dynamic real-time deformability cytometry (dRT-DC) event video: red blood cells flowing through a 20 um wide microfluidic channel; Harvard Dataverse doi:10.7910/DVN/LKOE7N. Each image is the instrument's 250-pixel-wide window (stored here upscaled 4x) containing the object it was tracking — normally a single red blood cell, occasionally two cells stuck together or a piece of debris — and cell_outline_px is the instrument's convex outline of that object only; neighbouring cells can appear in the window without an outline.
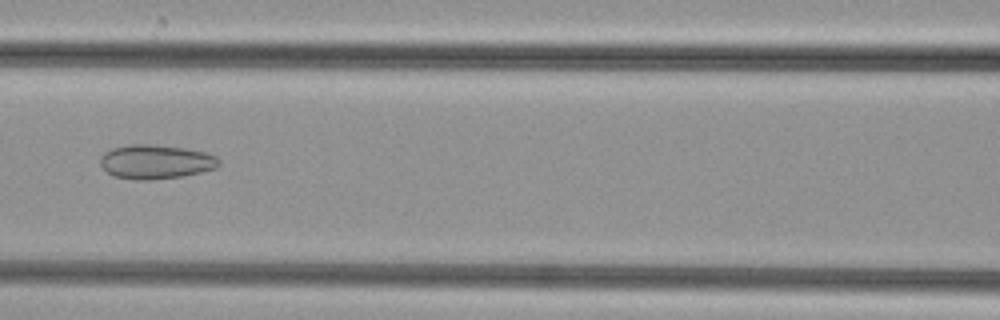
{"species": "common noctule bat (a hibernating species)", "species_latin": "Nyctalus noctula", "temperature_condition": "cold", "stored_images_in_passage": 34, "camera_frame_rate_fps": 3000, "um_per_image_px": 0.085, "animal": {"sex": "female", "body_mass_g": 29.2, "forearm_length_mm": 56.3}, "frame": {"image": 1, "passage_image": 8, "time_ms": 2.333, "image_size_px": [1000, 320], "cell_outline_px": [[220, 164], [216, 168], [184, 176], [152, 180], [136, 180], [112, 176], [100, 164], [100, 156], [104, 152], [112, 148], [128, 144], [152, 144], [184, 148], [204, 152], [216, 156], [220, 160]], "centroid_in_image_um": [13.22, 13.75], "position_along_channel_um": 153.4, "area_um2": 23.81}}
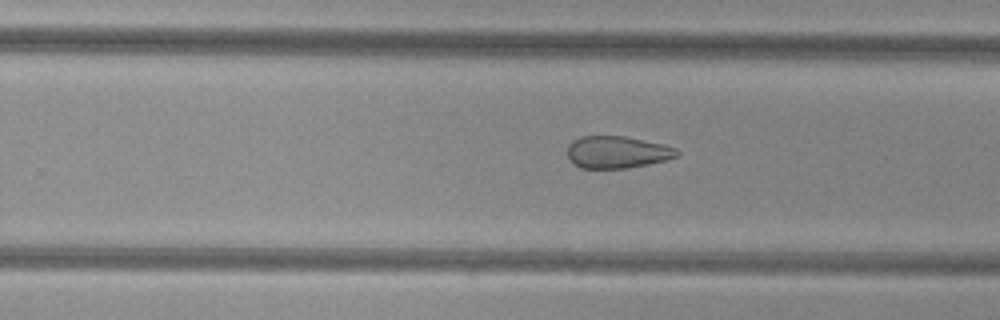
{"frame": {"image": 2, "passage_image": 17, "time_ms": 5.333, "image_size_px": [1000, 320], "cell_outline_px": [[680, 156], [648, 164], [628, 168], [580, 168], [568, 156], [568, 144], [572, 140], [580, 136], [624, 136], [664, 144], [676, 148], [680, 152]], "centroid_in_image_um": [52.48, 12.92], "position_along_channel_um": 277.3, "area_um2": 20.52}}
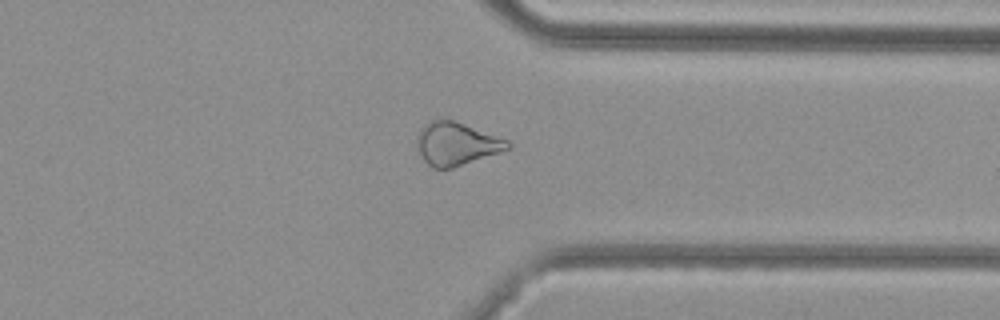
{"frame": {"image": 3, "passage_image": 24, "time_ms": 7.667, "image_size_px": [1000, 320], "cell_outline_px": [[512, 144], [508, 148], [452, 168], [432, 168], [420, 156], [416, 144], [416, 136], [420, 128], [424, 124], [432, 120], [452, 120], [508, 140]], "centroid_in_image_um": [38.71, 12.22], "position_along_channel_um": 372.7, "area_um2": 22.25}}